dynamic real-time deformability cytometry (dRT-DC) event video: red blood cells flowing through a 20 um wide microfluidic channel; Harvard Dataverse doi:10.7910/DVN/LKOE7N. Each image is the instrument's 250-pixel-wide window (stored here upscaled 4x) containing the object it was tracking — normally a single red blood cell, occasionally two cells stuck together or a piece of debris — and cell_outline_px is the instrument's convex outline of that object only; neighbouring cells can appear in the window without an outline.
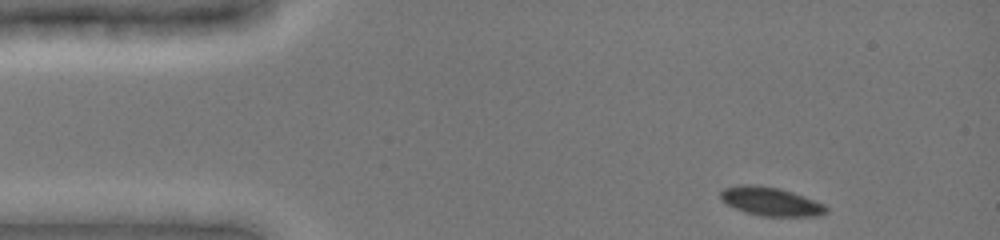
{"species": "common noctule bat (a hibernating species)", "species_latin": "Nyctalus noctula", "temperature_condition": "cold", "stored_images_in_passage": 40, "camera_frame_rate_fps": 3000, "um_per_image_px": 0.085, "animal": {"sex": "female", "body_mass_g": 19.0, "forearm_length_mm": 51.5}, "frame": {"image": 1, "passage_image": 1, "time_ms": 0.0, "image_size_px": [1000, 240], "cell_outline_px": [[828, 212], [820, 216], [760, 216], [744, 212], [720, 200], [720, 192], [724, 188], [740, 184], [756, 184], [780, 188], [804, 196], [824, 204], [828, 208]], "centroid_in_image_um": [65.51, 17.12], "position_along_channel_um": 19.5, "area_um2": 17.8}}
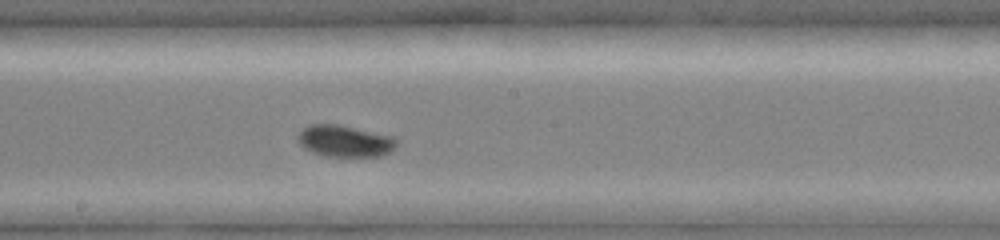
{"frame": {"image": 2, "passage_image": 22, "time_ms": 7.0, "image_size_px": [1000, 240], "cell_outline_px": [[396, 144], [388, 152], [380, 156], [324, 156], [312, 152], [304, 148], [296, 140], [296, 136], [304, 128], [312, 124], [336, 124], [392, 136], [396, 140]], "centroid_in_image_um": [29.24, 11.99], "position_along_channel_um": 219.0, "area_um2": 17.92}}
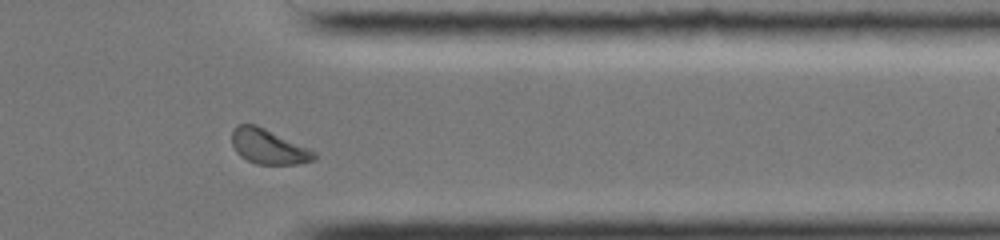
{"frame": {"image": 3, "passage_image": 35, "time_ms": 11.333, "image_size_px": [1000, 240], "cell_outline_px": [[316, 156], [312, 160], [300, 164], [256, 164], [240, 156], [236, 152], [232, 144], [232, 128], [236, 124], [256, 124], [308, 148], [316, 152]], "centroid_in_image_um": [22.78, 12.45], "position_along_channel_um": 388.6, "area_um2": 16.65}, "authors_computed_cell_mechanics": {"area_um2": 17.629, "velocity_mm_per_s": 3.8923, "shape_relaxation_time_tau1_ms": 1.2862, "shape_relaxation_time_tau2_ms": null, "deformation_change_tau1": 0.0613, "deformation_change_tau2": null}}